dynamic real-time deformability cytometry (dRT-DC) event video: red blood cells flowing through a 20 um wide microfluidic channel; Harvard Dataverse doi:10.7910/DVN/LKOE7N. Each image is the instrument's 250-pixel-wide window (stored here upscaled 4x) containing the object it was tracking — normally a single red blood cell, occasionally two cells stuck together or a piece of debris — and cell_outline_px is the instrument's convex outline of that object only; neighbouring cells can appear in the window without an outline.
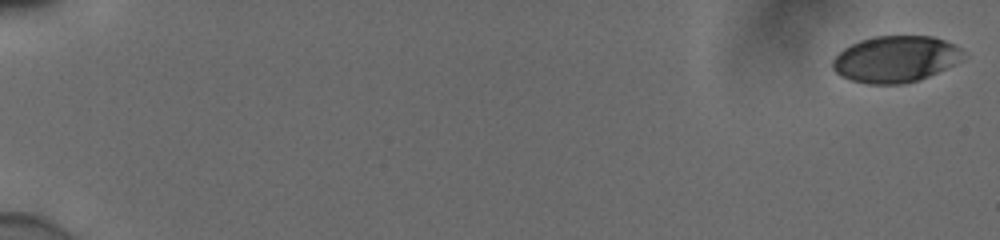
{"species": "human", "species_latin": "Homo sapiens", "temperature_condition": "cold", "stored_images_in_passage": 56, "camera_frame_rate_fps": 3000, "um_per_image_px": 0.085, "donor": {"sex": "male"}, "frame": {"image": 1, "passage_image": 1, "time_ms": 0.0, "image_size_px": [1000, 240], "cell_outline_px": [[960, 60], [920, 80], [904, 84], [868, 84], [852, 80], [840, 76], [832, 68], [832, 60], [844, 48], [852, 44], [876, 36], [932, 36], [944, 40], [960, 48]], "centroid_in_image_um": [76.06, 5.03], "position_along_channel_um": 8.9, "area_um2": 34.74}}
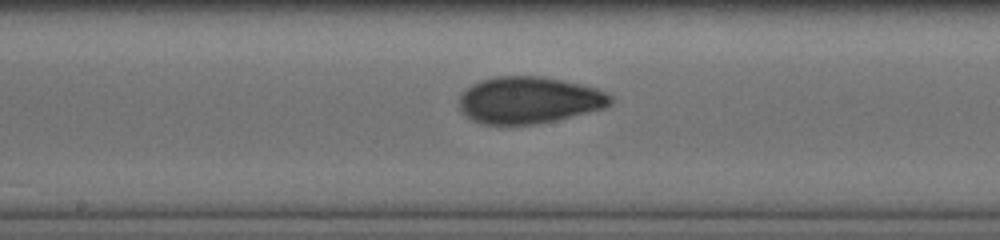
{"frame": {"image": 2, "passage_image": 32, "time_ms": 10.333, "image_size_px": [1000, 240], "cell_outline_px": [[612, 100], [604, 108], [556, 120], [532, 124], [480, 124], [472, 120], [460, 108], [460, 96], [472, 84], [480, 80], [496, 76], [544, 76], [596, 88], [612, 96]], "centroid_in_image_um": [44.95, 8.5], "position_along_channel_um": 203.2, "area_um2": 40.86}}
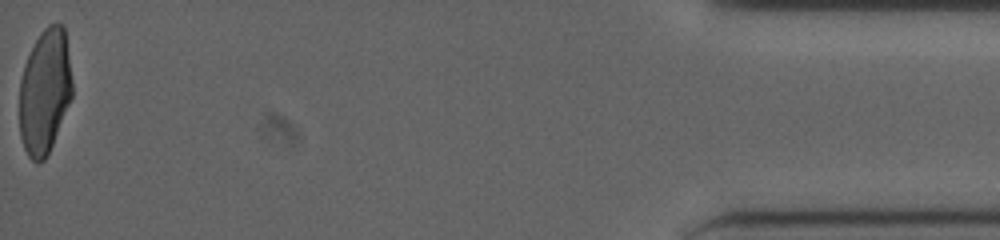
{"frame": {"image": 3, "passage_image": 56, "time_ms": 18.333, "image_size_px": [1000, 240], "cell_outline_px": [[72, 96], [52, 144], [44, 160], [36, 164], [28, 156], [24, 148], [20, 136], [20, 80], [24, 64], [40, 32], [48, 24], [60, 24], [64, 28], [72, 80]], "centroid_in_image_um": [3.79, 7.79], "position_along_channel_um": 431.4, "area_um2": 38.03}, "authors_computed_cell_mechanics": {"area_um2": 38.9572, "velocity_mm_per_s": 3.8759, "shape_relaxation_time_tau1_ms": 6.1721, "shape_relaxation_time_tau2_ms": 1.241, "deformation_change_tau1": 0.1956, "deformation_change_tau2": 0.0555}}